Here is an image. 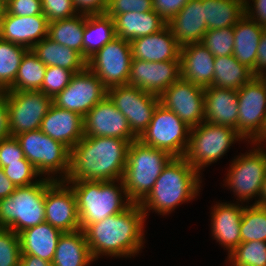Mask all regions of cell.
Returning <instances> with one entry per match:
<instances>
[{
  "instance_id": "34",
  "label": "cell",
  "mask_w": 266,
  "mask_h": 266,
  "mask_svg": "<svg viewBox=\"0 0 266 266\" xmlns=\"http://www.w3.org/2000/svg\"><path fill=\"white\" fill-rule=\"evenodd\" d=\"M214 65L211 84L214 87L238 90L254 77L252 71L240 64L233 55L215 57Z\"/></svg>"
},
{
  "instance_id": "16",
  "label": "cell",
  "mask_w": 266,
  "mask_h": 266,
  "mask_svg": "<svg viewBox=\"0 0 266 266\" xmlns=\"http://www.w3.org/2000/svg\"><path fill=\"white\" fill-rule=\"evenodd\" d=\"M159 101L190 127L205 121L204 88L181 77L159 96Z\"/></svg>"
},
{
  "instance_id": "54",
  "label": "cell",
  "mask_w": 266,
  "mask_h": 266,
  "mask_svg": "<svg viewBox=\"0 0 266 266\" xmlns=\"http://www.w3.org/2000/svg\"><path fill=\"white\" fill-rule=\"evenodd\" d=\"M19 266H52V263L37 256L21 254Z\"/></svg>"
},
{
  "instance_id": "45",
  "label": "cell",
  "mask_w": 266,
  "mask_h": 266,
  "mask_svg": "<svg viewBox=\"0 0 266 266\" xmlns=\"http://www.w3.org/2000/svg\"><path fill=\"white\" fill-rule=\"evenodd\" d=\"M152 10V0H108L105 13L113 18L118 14L128 12L142 13Z\"/></svg>"
},
{
  "instance_id": "53",
  "label": "cell",
  "mask_w": 266,
  "mask_h": 266,
  "mask_svg": "<svg viewBox=\"0 0 266 266\" xmlns=\"http://www.w3.org/2000/svg\"><path fill=\"white\" fill-rule=\"evenodd\" d=\"M17 187L5 175L3 168L0 167V200L10 196Z\"/></svg>"
},
{
  "instance_id": "40",
  "label": "cell",
  "mask_w": 266,
  "mask_h": 266,
  "mask_svg": "<svg viewBox=\"0 0 266 266\" xmlns=\"http://www.w3.org/2000/svg\"><path fill=\"white\" fill-rule=\"evenodd\" d=\"M201 43L215 57L232 55L234 49L233 27L209 29L204 34Z\"/></svg>"
},
{
  "instance_id": "17",
  "label": "cell",
  "mask_w": 266,
  "mask_h": 266,
  "mask_svg": "<svg viewBox=\"0 0 266 266\" xmlns=\"http://www.w3.org/2000/svg\"><path fill=\"white\" fill-rule=\"evenodd\" d=\"M84 136L114 137L126 141H135L138 137L131 131L126 117L106 96L84 117Z\"/></svg>"
},
{
  "instance_id": "47",
  "label": "cell",
  "mask_w": 266,
  "mask_h": 266,
  "mask_svg": "<svg viewBox=\"0 0 266 266\" xmlns=\"http://www.w3.org/2000/svg\"><path fill=\"white\" fill-rule=\"evenodd\" d=\"M6 11L23 17L43 14L41 0H8Z\"/></svg>"
},
{
  "instance_id": "35",
  "label": "cell",
  "mask_w": 266,
  "mask_h": 266,
  "mask_svg": "<svg viewBox=\"0 0 266 266\" xmlns=\"http://www.w3.org/2000/svg\"><path fill=\"white\" fill-rule=\"evenodd\" d=\"M85 15L77 14L68 19L49 23L48 37L59 44L69 47L83 56V35Z\"/></svg>"
},
{
  "instance_id": "50",
  "label": "cell",
  "mask_w": 266,
  "mask_h": 266,
  "mask_svg": "<svg viewBox=\"0 0 266 266\" xmlns=\"http://www.w3.org/2000/svg\"><path fill=\"white\" fill-rule=\"evenodd\" d=\"M245 14L254 22L266 27V0H245Z\"/></svg>"
},
{
  "instance_id": "52",
  "label": "cell",
  "mask_w": 266,
  "mask_h": 266,
  "mask_svg": "<svg viewBox=\"0 0 266 266\" xmlns=\"http://www.w3.org/2000/svg\"><path fill=\"white\" fill-rule=\"evenodd\" d=\"M266 75V29L262 34L257 50L255 76L263 77Z\"/></svg>"
},
{
  "instance_id": "1",
  "label": "cell",
  "mask_w": 266,
  "mask_h": 266,
  "mask_svg": "<svg viewBox=\"0 0 266 266\" xmlns=\"http://www.w3.org/2000/svg\"><path fill=\"white\" fill-rule=\"evenodd\" d=\"M145 221L140 204L132 203L119 214L89 224L83 231L92 258L136 256L144 247Z\"/></svg>"
},
{
  "instance_id": "21",
  "label": "cell",
  "mask_w": 266,
  "mask_h": 266,
  "mask_svg": "<svg viewBox=\"0 0 266 266\" xmlns=\"http://www.w3.org/2000/svg\"><path fill=\"white\" fill-rule=\"evenodd\" d=\"M40 130L70 150L84 137V119L79 113L52 103L42 119Z\"/></svg>"
},
{
  "instance_id": "20",
  "label": "cell",
  "mask_w": 266,
  "mask_h": 266,
  "mask_svg": "<svg viewBox=\"0 0 266 266\" xmlns=\"http://www.w3.org/2000/svg\"><path fill=\"white\" fill-rule=\"evenodd\" d=\"M48 30L49 21L43 14L23 17L6 11L0 26V38L31 49L48 36Z\"/></svg>"
},
{
  "instance_id": "22",
  "label": "cell",
  "mask_w": 266,
  "mask_h": 266,
  "mask_svg": "<svg viewBox=\"0 0 266 266\" xmlns=\"http://www.w3.org/2000/svg\"><path fill=\"white\" fill-rule=\"evenodd\" d=\"M244 207L238 202H218L211 207L212 237L228 251V255L241 243L240 225Z\"/></svg>"
},
{
  "instance_id": "29",
  "label": "cell",
  "mask_w": 266,
  "mask_h": 266,
  "mask_svg": "<svg viewBox=\"0 0 266 266\" xmlns=\"http://www.w3.org/2000/svg\"><path fill=\"white\" fill-rule=\"evenodd\" d=\"M62 231L43 222L19 234L21 254H30L48 262L53 261Z\"/></svg>"
},
{
  "instance_id": "11",
  "label": "cell",
  "mask_w": 266,
  "mask_h": 266,
  "mask_svg": "<svg viewBox=\"0 0 266 266\" xmlns=\"http://www.w3.org/2000/svg\"><path fill=\"white\" fill-rule=\"evenodd\" d=\"M237 96V132L248 141V144L256 142L266 131V80L254 76L237 90Z\"/></svg>"
},
{
  "instance_id": "9",
  "label": "cell",
  "mask_w": 266,
  "mask_h": 266,
  "mask_svg": "<svg viewBox=\"0 0 266 266\" xmlns=\"http://www.w3.org/2000/svg\"><path fill=\"white\" fill-rule=\"evenodd\" d=\"M253 148L249 152L235 156L229 165L224 184L237 197L238 203L247 202L257 197L262 189L266 176V155L255 142H250ZM256 146V147H255Z\"/></svg>"
},
{
  "instance_id": "13",
  "label": "cell",
  "mask_w": 266,
  "mask_h": 266,
  "mask_svg": "<svg viewBox=\"0 0 266 266\" xmlns=\"http://www.w3.org/2000/svg\"><path fill=\"white\" fill-rule=\"evenodd\" d=\"M11 136L38 130L52 104L41 91H5Z\"/></svg>"
},
{
  "instance_id": "10",
  "label": "cell",
  "mask_w": 266,
  "mask_h": 266,
  "mask_svg": "<svg viewBox=\"0 0 266 266\" xmlns=\"http://www.w3.org/2000/svg\"><path fill=\"white\" fill-rule=\"evenodd\" d=\"M190 129L174 112L159 103L150 124L138 139L147 146L165 150L173 157H184Z\"/></svg>"
},
{
  "instance_id": "33",
  "label": "cell",
  "mask_w": 266,
  "mask_h": 266,
  "mask_svg": "<svg viewBox=\"0 0 266 266\" xmlns=\"http://www.w3.org/2000/svg\"><path fill=\"white\" fill-rule=\"evenodd\" d=\"M207 29L234 27L245 15V0H203Z\"/></svg>"
},
{
  "instance_id": "14",
  "label": "cell",
  "mask_w": 266,
  "mask_h": 266,
  "mask_svg": "<svg viewBox=\"0 0 266 266\" xmlns=\"http://www.w3.org/2000/svg\"><path fill=\"white\" fill-rule=\"evenodd\" d=\"M107 96L126 117L131 131L138 138L147 129L160 103L159 96L128 84L107 89Z\"/></svg>"
},
{
  "instance_id": "19",
  "label": "cell",
  "mask_w": 266,
  "mask_h": 266,
  "mask_svg": "<svg viewBox=\"0 0 266 266\" xmlns=\"http://www.w3.org/2000/svg\"><path fill=\"white\" fill-rule=\"evenodd\" d=\"M180 77V61L149 62L132 59L128 85L160 96Z\"/></svg>"
},
{
  "instance_id": "15",
  "label": "cell",
  "mask_w": 266,
  "mask_h": 266,
  "mask_svg": "<svg viewBox=\"0 0 266 266\" xmlns=\"http://www.w3.org/2000/svg\"><path fill=\"white\" fill-rule=\"evenodd\" d=\"M107 96L103 82L86 67L74 73L67 87L58 93L52 103L59 108L74 111L84 117Z\"/></svg>"
},
{
  "instance_id": "23",
  "label": "cell",
  "mask_w": 266,
  "mask_h": 266,
  "mask_svg": "<svg viewBox=\"0 0 266 266\" xmlns=\"http://www.w3.org/2000/svg\"><path fill=\"white\" fill-rule=\"evenodd\" d=\"M132 59L149 62L180 61L181 47L168 26L130 41Z\"/></svg>"
},
{
  "instance_id": "31",
  "label": "cell",
  "mask_w": 266,
  "mask_h": 266,
  "mask_svg": "<svg viewBox=\"0 0 266 266\" xmlns=\"http://www.w3.org/2000/svg\"><path fill=\"white\" fill-rule=\"evenodd\" d=\"M31 50L46 67H62L73 73L80 72L87 67V60L79 52L53 41L48 36Z\"/></svg>"
},
{
  "instance_id": "57",
  "label": "cell",
  "mask_w": 266,
  "mask_h": 266,
  "mask_svg": "<svg viewBox=\"0 0 266 266\" xmlns=\"http://www.w3.org/2000/svg\"><path fill=\"white\" fill-rule=\"evenodd\" d=\"M255 143H257L263 149L266 155V149L263 148L264 146H262V145H265L264 143H266V140H257Z\"/></svg>"
},
{
  "instance_id": "5",
  "label": "cell",
  "mask_w": 266,
  "mask_h": 266,
  "mask_svg": "<svg viewBox=\"0 0 266 266\" xmlns=\"http://www.w3.org/2000/svg\"><path fill=\"white\" fill-rule=\"evenodd\" d=\"M172 158L165 150L147 146L139 139L130 143L121 180L132 203L140 204L147 197Z\"/></svg>"
},
{
  "instance_id": "24",
  "label": "cell",
  "mask_w": 266,
  "mask_h": 266,
  "mask_svg": "<svg viewBox=\"0 0 266 266\" xmlns=\"http://www.w3.org/2000/svg\"><path fill=\"white\" fill-rule=\"evenodd\" d=\"M202 5L203 0H189L179 13L167 22L180 47L201 43L208 31Z\"/></svg>"
},
{
  "instance_id": "36",
  "label": "cell",
  "mask_w": 266,
  "mask_h": 266,
  "mask_svg": "<svg viewBox=\"0 0 266 266\" xmlns=\"http://www.w3.org/2000/svg\"><path fill=\"white\" fill-rule=\"evenodd\" d=\"M46 66L28 49L22 57L17 75L8 91H40Z\"/></svg>"
},
{
  "instance_id": "56",
  "label": "cell",
  "mask_w": 266,
  "mask_h": 266,
  "mask_svg": "<svg viewBox=\"0 0 266 266\" xmlns=\"http://www.w3.org/2000/svg\"><path fill=\"white\" fill-rule=\"evenodd\" d=\"M6 12V2L4 0H0V26Z\"/></svg>"
},
{
  "instance_id": "42",
  "label": "cell",
  "mask_w": 266,
  "mask_h": 266,
  "mask_svg": "<svg viewBox=\"0 0 266 266\" xmlns=\"http://www.w3.org/2000/svg\"><path fill=\"white\" fill-rule=\"evenodd\" d=\"M73 72L62 67L48 66L40 89L46 96L54 97L63 91L73 76Z\"/></svg>"
},
{
  "instance_id": "55",
  "label": "cell",
  "mask_w": 266,
  "mask_h": 266,
  "mask_svg": "<svg viewBox=\"0 0 266 266\" xmlns=\"http://www.w3.org/2000/svg\"><path fill=\"white\" fill-rule=\"evenodd\" d=\"M253 204H258L261 206H266V176H265V180L262 184V189L259 195V200H255V202H253Z\"/></svg>"
},
{
  "instance_id": "38",
  "label": "cell",
  "mask_w": 266,
  "mask_h": 266,
  "mask_svg": "<svg viewBox=\"0 0 266 266\" xmlns=\"http://www.w3.org/2000/svg\"><path fill=\"white\" fill-rule=\"evenodd\" d=\"M241 242L253 240L266 242V206L246 205L240 225Z\"/></svg>"
},
{
  "instance_id": "51",
  "label": "cell",
  "mask_w": 266,
  "mask_h": 266,
  "mask_svg": "<svg viewBox=\"0 0 266 266\" xmlns=\"http://www.w3.org/2000/svg\"><path fill=\"white\" fill-rule=\"evenodd\" d=\"M11 136L9 131V113L4 92L0 93V140Z\"/></svg>"
},
{
  "instance_id": "37",
  "label": "cell",
  "mask_w": 266,
  "mask_h": 266,
  "mask_svg": "<svg viewBox=\"0 0 266 266\" xmlns=\"http://www.w3.org/2000/svg\"><path fill=\"white\" fill-rule=\"evenodd\" d=\"M28 49L0 38V93L8 91Z\"/></svg>"
},
{
  "instance_id": "46",
  "label": "cell",
  "mask_w": 266,
  "mask_h": 266,
  "mask_svg": "<svg viewBox=\"0 0 266 266\" xmlns=\"http://www.w3.org/2000/svg\"><path fill=\"white\" fill-rule=\"evenodd\" d=\"M23 159L25 156L16 136L0 140V167L8 166V163L22 162Z\"/></svg>"
},
{
  "instance_id": "44",
  "label": "cell",
  "mask_w": 266,
  "mask_h": 266,
  "mask_svg": "<svg viewBox=\"0 0 266 266\" xmlns=\"http://www.w3.org/2000/svg\"><path fill=\"white\" fill-rule=\"evenodd\" d=\"M41 4L43 15L48 19L49 23L72 18L78 14L73 0H41Z\"/></svg>"
},
{
  "instance_id": "26",
  "label": "cell",
  "mask_w": 266,
  "mask_h": 266,
  "mask_svg": "<svg viewBox=\"0 0 266 266\" xmlns=\"http://www.w3.org/2000/svg\"><path fill=\"white\" fill-rule=\"evenodd\" d=\"M205 121L228 126L237 131V90L208 86L204 88Z\"/></svg>"
},
{
  "instance_id": "12",
  "label": "cell",
  "mask_w": 266,
  "mask_h": 266,
  "mask_svg": "<svg viewBox=\"0 0 266 266\" xmlns=\"http://www.w3.org/2000/svg\"><path fill=\"white\" fill-rule=\"evenodd\" d=\"M131 61L130 41L116 37L87 60V67L109 89L128 84Z\"/></svg>"
},
{
  "instance_id": "6",
  "label": "cell",
  "mask_w": 266,
  "mask_h": 266,
  "mask_svg": "<svg viewBox=\"0 0 266 266\" xmlns=\"http://www.w3.org/2000/svg\"><path fill=\"white\" fill-rule=\"evenodd\" d=\"M54 180L40 178L37 183L17 187L0 200V227L9 228L16 234L45 222L46 190Z\"/></svg>"
},
{
  "instance_id": "25",
  "label": "cell",
  "mask_w": 266,
  "mask_h": 266,
  "mask_svg": "<svg viewBox=\"0 0 266 266\" xmlns=\"http://www.w3.org/2000/svg\"><path fill=\"white\" fill-rule=\"evenodd\" d=\"M215 56L202 43L189 44L180 49L181 78L203 88L211 86Z\"/></svg>"
},
{
  "instance_id": "28",
  "label": "cell",
  "mask_w": 266,
  "mask_h": 266,
  "mask_svg": "<svg viewBox=\"0 0 266 266\" xmlns=\"http://www.w3.org/2000/svg\"><path fill=\"white\" fill-rule=\"evenodd\" d=\"M113 19L116 37L127 41L157 33L167 26V22L154 10L118 14Z\"/></svg>"
},
{
  "instance_id": "43",
  "label": "cell",
  "mask_w": 266,
  "mask_h": 266,
  "mask_svg": "<svg viewBox=\"0 0 266 266\" xmlns=\"http://www.w3.org/2000/svg\"><path fill=\"white\" fill-rule=\"evenodd\" d=\"M3 171L16 187L37 183L42 178L36 168L26 158L22 162L8 163V166L3 167Z\"/></svg>"
},
{
  "instance_id": "58",
  "label": "cell",
  "mask_w": 266,
  "mask_h": 266,
  "mask_svg": "<svg viewBox=\"0 0 266 266\" xmlns=\"http://www.w3.org/2000/svg\"><path fill=\"white\" fill-rule=\"evenodd\" d=\"M259 140H266V131H265L264 135Z\"/></svg>"
},
{
  "instance_id": "30",
  "label": "cell",
  "mask_w": 266,
  "mask_h": 266,
  "mask_svg": "<svg viewBox=\"0 0 266 266\" xmlns=\"http://www.w3.org/2000/svg\"><path fill=\"white\" fill-rule=\"evenodd\" d=\"M94 261L82 229L62 233L52 266H90Z\"/></svg>"
},
{
  "instance_id": "3",
  "label": "cell",
  "mask_w": 266,
  "mask_h": 266,
  "mask_svg": "<svg viewBox=\"0 0 266 266\" xmlns=\"http://www.w3.org/2000/svg\"><path fill=\"white\" fill-rule=\"evenodd\" d=\"M202 179L184 157H173L157 178L153 189L140 203L145 218L150 210L169 215L182 203L199 196Z\"/></svg>"
},
{
  "instance_id": "39",
  "label": "cell",
  "mask_w": 266,
  "mask_h": 266,
  "mask_svg": "<svg viewBox=\"0 0 266 266\" xmlns=\"http://www.w3.org/2000/svg\"><path fill=\"white\" fill-rule=\"evenodd\" d=\"M230 266H266V242H241L228 256Z\"/></svg>"
},
{
  "instance_id": "41",
  "label": "cell",
  "mask_w": 266,
  "mask_h": 266,
  "mask_svg": "<svg viewBox=\"0 0 266 266\" xmlns=\"http://www.w3.org/2000/svg\"><path fill=\"white\" fill-rule=\"evenodd\" d=\"M20 238L9 228L0 227V266H19Z\"/></svg>"
},
{
  "instance_id": "4",
  "label": "cell",
  "mask_w": 266,
  "mask_h": 266,
  "mask_svg": "<svg viewBox=\"0 0 266 266\" xmlns=\"http://www.w3.org/2000/svg\"><path fill=\"white\" fill-rule=\"evenodd\" d=\"M76 195L80 228L126 210L129 200L121 179L114 181H65ZM118 183V184H117Z\"/></svg>"
},
{
  "instance_id": "48",
  "label": "cell",
  "mask_w": 266,
  "mask_h": 266,
  "mask_svg": "<svg viewBox=\"0 0 266 266\" xmlns=\"http://www.w3.org/2000/svg\"><path fill=\"white\" fill-rule=\"evenodd\" d=\"M189 0H152L153 10L168 22Z\"/></svg>"
},
{
  "instance_id": "32",
  "label": "cell",
  "mask_w": 266,
  "mask_h": 266,
  "mask_svg": "<svg viewBox=\"0 0 266 266\" xmlns=\"http://www.w3.org/2000/svg\"><path fill=\"white\" fill-rule=\"evenodd\" d=\"M116 38L114 19L103 14L85 15L83 57L88 60L108 42Z\"/></svg>"
},
{
  "instance_id": "27",
  "label": "cell",
  "mask_w": 266,
  "mask_h": 266,
  "mask_svg": "<svg viewBox=\"0 0 266 266\" xmlns=\"http://www.w3.org/2000/svg\"><path fill=\"white\" fill-rule=\"evenodd\" d=\"M266 27L254 22L246 14L233 27V56L249 68L255 76L257 50Z\"/></svg>"
},
{
  "instance_id": "2",
  "label": "cell",
  "mask_w": 266,
  "mask_h": 266,
  "mask_svg": "<svg viewBox=\"0 0 266 266\" xmlns=\"http://www.w3.org/2000/svg\"><path fill=\"white\" fill-rule=\"evenodd\" d=\"M131 142L114 137L84 136L70 149L65 181L122 179Z\"/></svg>"
},
{
  "instance_id": "18",
  "label": "cell",
  "mask_w": 266,
  "mask_h": 266,
  "mask_svg": "<svg viewBox=\"0 0 266 266\" xmlns=\"http://www.w3.org/2000/svg\"><path fill=\"white\" fill-rule=\"evenodd\" d=\"M45 222L62 232L80 228L76 195L65 181H55L45 195Z\"/></svg>"
},
{
  "instance_id": "8",
  "label": "cell",
  "mask_w": 266,
  "mask_h": 266,
  "mask_svg": "<svg viewBox=\"0 0 266 266\" xmlns=\"http://www.w3.org/2000/svg\"><path fill=\"white\" fill-rule=\"evenodd\" d=\"M16 138L25 158L43 178L54 181L66 180L70 150L64 144L50 138L40 129L18 134Z\"/></svg>"
},
{
  "instance_id": "49",
  "label": "cell",
  "mask_w": 266,
  "mask_h": 266,
  "mask_svg": "<svg viewBox=\"0 0 266 266\" xmlns=\"http://www.w3.org/2000/svg\"><path fill=\"white\" fill-rule=\"evenodd\" d=\"M78 14H103L107 9L108 0H73Z\"/></svg>"
},
{
  "instance_id": "7",
  "label": "cell",
  "mask_w": 266,
  "mask_h": 266,
  "mask_svg": "<svg viewBox=\"0 0 266 266\" xmlns=\"http://www.w3.org/2000/svg\"><path fill=\"white\" fill-rule=\"evenodd\" d=\"M245 139L233 128L207 121L191 127L185 160L201 175L204 167L217 162L230 146Z\"/></svg>"
}]
</instances>
